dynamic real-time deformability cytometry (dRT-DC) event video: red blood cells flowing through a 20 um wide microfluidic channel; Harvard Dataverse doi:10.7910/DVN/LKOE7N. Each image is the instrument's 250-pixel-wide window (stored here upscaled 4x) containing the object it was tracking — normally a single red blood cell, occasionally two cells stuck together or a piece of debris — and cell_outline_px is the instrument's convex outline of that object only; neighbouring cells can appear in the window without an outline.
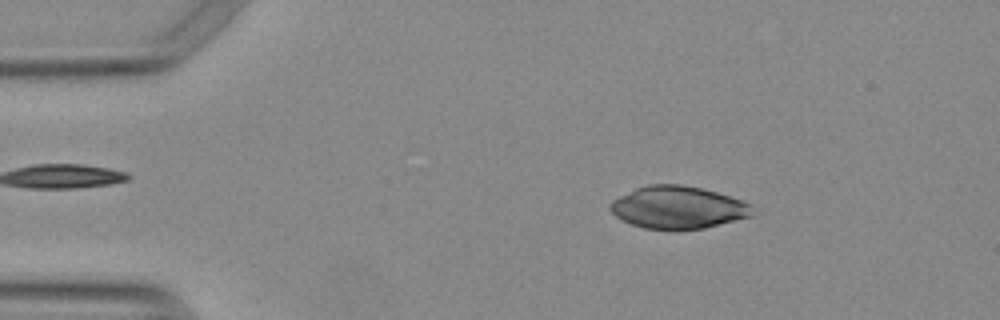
{"species": "Egyptian fruit bat (a non-hibernating species)", "species_latin": "Rousettus aegyptiacus", "temperature_condition": "warm", "stored_images_in_passage": 39, "camera_frame_rate_fps": 3000, "um_per_image_px": 0.085, "animal": {"sex": "female"}, "frame": {"image": 1, "passage_image": 8, "time_ms": 2.333, "image_size_px": [1000, 320], "cell_outline_px": [[752, 216], [704, 228], [676, 232], [644, 228], [632, 224], [616, 216], [608, 208], [612, 200], [636, 188], [648, 184], [680, 184], [700, 188], [716, 192], [752, 204]], "centroid_in_image_um": [57.61, 17.66], "position_along_channel_um": 27.4, "area_um2": 35.43}}